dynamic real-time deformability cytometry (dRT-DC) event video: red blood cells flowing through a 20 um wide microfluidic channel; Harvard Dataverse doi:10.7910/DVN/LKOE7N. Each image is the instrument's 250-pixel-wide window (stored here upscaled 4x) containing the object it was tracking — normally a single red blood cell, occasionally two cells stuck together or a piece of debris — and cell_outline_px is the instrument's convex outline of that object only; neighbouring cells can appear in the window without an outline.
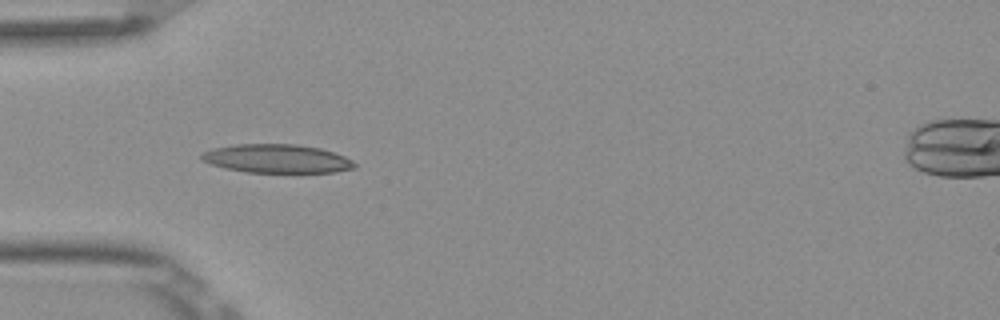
{"species": "Egyptian fruit bat (a non-hibernating species)", "species_latin": "Rousettus aegyptiacus", "temperature_condition": "room temperature", "stored_images_in_passage": 5, "camera_frame_rate_fps": 3000, "um_per_image_px": 0.085, "frame": {"image": 1, "passage_image": 4, "time_ms": 1.0, "image_size_px": [1000, 320], "cell_outline_px": [[356, 168], [336, 172], [248, 172], [224, 168], [212, 164], [204, 160], [200, 156], [200, 152], [212, 148], [236, 144], [296, 144], [320, 148], [344, 156], [352, 160], [356, 164]], "centroid_in_image_um": [23.53, 13.48], "position_along_channel_um": 61.5, "area_um2": 25.49}}
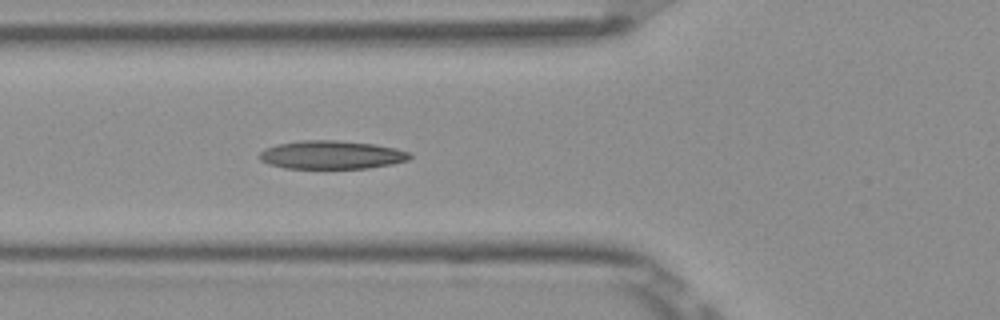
{"frame": {"image": 2, "passage_image": 5, "time_ms": 1.333, "image_size_px": [1000, 320], "cell_outline_px": [[412, 156], [408, 160], [392, 164], [368, 168], [284, 168], [268, 164], [260, 160], [260, 152], [264, 148], [276, 144], [300, 140], [336, 140], [376, 144], [396, 148], [408, 152]], "centroid_in_image_um": [28.16, 13.15], "position_along_channel_um": 97.6, "area_um2": 24.97}}